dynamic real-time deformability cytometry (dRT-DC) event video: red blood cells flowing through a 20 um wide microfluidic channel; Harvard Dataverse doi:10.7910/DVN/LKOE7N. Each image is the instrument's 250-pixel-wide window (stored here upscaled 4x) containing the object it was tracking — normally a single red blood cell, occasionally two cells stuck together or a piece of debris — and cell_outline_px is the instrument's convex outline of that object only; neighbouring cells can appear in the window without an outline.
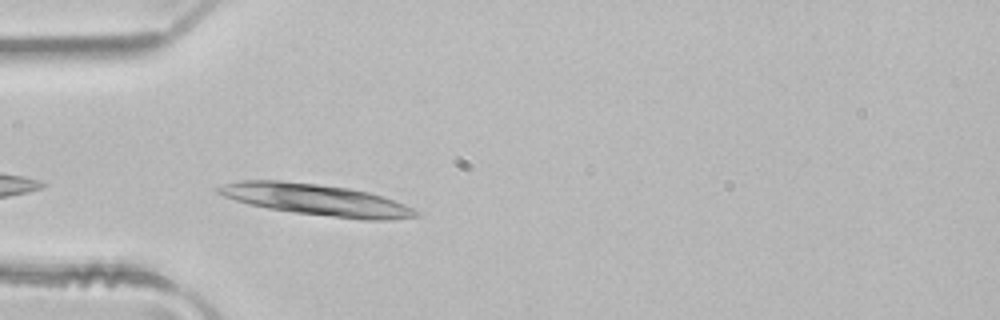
{"species": "common noctule bat (a hibernating species)", "species_latin": "Nyctalus noctula", "temperature_condition": "room temperature", "stored_images_in_passage": 3, "camera_frame_rate_fps": 3000, "um_per_image_px": 0.085, "animal": {"sex": "male", "body_mass_g": 21.5, "forearm_length_mm": 52.0}, "frame": {"image": 1, "passage_image": 3, "time_ms": 0.667, "image_size_px": [1000, 320], "cell_outline_px": [[420, 216], [388, 220], [364, 220], [296, 212], [268, 208], [248, 204], [224, 196], [216, 192], [216, 188], [224, 184], [240, 180], [280, 180], [316, 184], [348, 188], [368, 192], [404, 204], [420, 212]], "centroid_in_image_um": [26.88, 16.98], "position_along_channel_um": 58.1, "area_um2": 35.66}}